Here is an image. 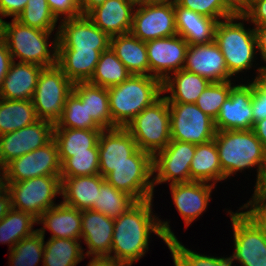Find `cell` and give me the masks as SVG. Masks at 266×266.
<instances>
[{"mask_svg":"<svg viewBox=\"0 0 266 266\" xmlns=\"http://www.w3.org/2000/svg\"><path fill=\"white\" fill-rule=\"evenodd\" d=\"M152 203L153 198L137 201L114 219L110 259L132 266L148 251L152 233L163 239L166 245L169 240L176 238L170 229V222H162L153 215Z\"/></svg>","mask_w":266,"mask_h":266,"instance_id":"obj_1","label":"cell"},{"mask_svg":"<svg viewBox=\"0 0 266 266\" xmlns=\"http://www.w3.org/2000/svg\"><path fill=\"white\" fill-rule=\"evenodd\" d=\"M224 180L245 169L257 167L256 183L265 163L266 152L251 130L217 131L214 137Z\"/></svg>","mask_w":266,"mask_h":266,"instance_id":"obj_2","label":"cell"},{"mask_svg":"<svg viewBox=\"0 0 266 266\" xmlns=\"http://www.w3.org/2000/svg\"><path fill=\"white\" fill-rule=\"evenodd\" d=\"M107 91L112 121L118 127H125L163 94L161 80L149 75L134 74Z\"/></svg>","mask_w":266,"mask_h":266,"instance_id":"obj_3","label":"cell"},{"mask_svg":"<svg viewBox=\"0 0 266 266\" xmlns=\"http://www.w3.org/2000/svg\"><path fill=\"white\" fill-rule=\"evenodd\" d=\"M242 22H236V21ZM246 18L242 14L222 19L217 22L214 41L220 48L229 73L234 77L243 70L253 67L257 42L254 28L244 26Z\"/></svg>","mask_w":266,"mask_h":266,"instance_id":"obj_4","label":"cell"},{"mask_svg":"<svg viewBox=\"0 0 266 266\" xmlns=\"http://www.w3.org/2000/svg\"><path fill=\"white\" fill-rule=\"evenodd\" d=\"M6 22L4 41L12 59L48 68L57 65L58 31L49 45L50 31H43L22 24L17 19ZM51 46V48H50Z\"/></svg>","mask_w":266,"mask_h":266,"instance_id":"obj_5","label":"cell"},{"mask_svg":"<svg viewBox=\"0 0 266 266\" xmlns=\"http://www.w3.org/2000/svg\"><path fill=\"white\" fill-rule=\"evenodd\" d=\"M125 128L136 141L137 147L154 156L171 141L169 104L162 95L144 108Z\"/></svg>","mask_w":266,"mask_h":266,"instance_id":"obj_6","label":"cell"},{"mask_svg":"<svg viewBox=\"0 0 266 266\" xmlns=\"http://www.w3.org/2000/svg\"><path fill=\"white\" fill-rule=\"evenodd\" d=\"M5 189L10 195L13 209L30 213L38 219L42 213L56 205V196H61V177L39 176L5 183Z\"/></svg>","mask_w":266,"mask_h":266,"instance_id":"obj_7","label":"cell"},{"mask_svg":"<svg viewBox=\"0 0 266 266\" xmlns=\"http://www.w3.org/2000/svg\"><path fill=\"white\" fill-rule=\"evenodd\" d=\"M153 175V156L138 148L127 162L115 167L105 180L136 201H144L154 198Z\"/></svg>","mask_w":266,"mask_h":266,"instance_id":"obj_8","label":"cell"},{"mask_svg":"<svg viewBox=\"0 0 266 266\" xmlns=\"http://www.w3.org/2000/svg\"><path fill=\"white\" fill-rule=\"evenodd\" d=\"M228 211L233 228L234 260L241 266H266V232L248 212Z\"/></svg>","mask_w":266,"mask_h":266,"instance_id":"obj_9","label":"cell"},{"mask_svg":"<svg viewBox=\"0 0 266 266\" xmlns=\"http://www.w3.org/2000/svg\"><path fill=\"white\" fill-rule=\"evenodd\" d=\"M73 86L74 83L57 65L44 68L32 99L38 118L55 125L63 113L67 97L73 92Z\"/></svg>","mask_w":266,"mask_h":266,"instance_id":"obj_10","label":"cell"},{"mask_svg":"<svg viewBox=\"0 0 266 266\" xmlns=\"http://www.w3.org/2000/svg\"><path fill=\"white\" fill-rule=\"evenodd\" d=\"M171 140L195 145L206 143L216 135L215 120L203 113L195 103H168Z\"/></svg>","mask_w":266,"mask_h":266,"instance_id":"obj_11","label":"cell"},{"mask_svg":"<svg viewBox=\"0 0 266 266\" xmlns=\"http://www.w3.org/2000/svg\"><path fill=\"white\" fill-rule=\"evenodd\" d=\"M5 183L25 181L39 176H60L61 162L54 139L28 154L13 159L3 169Z\"/></svg>","mask_w":266,"mask_h":266,"instance_id":"obj_12","label":"cell"},{"mask_svg":"<svg viewBox=\"0 0 266 266\" xmlns=\"http://www.w3.org/2000/svg\"><path fill=\"white\" fill-rule=\"evenodd\" d=\"M196 145L178 140L169 144L153 156V184L182 183L191 181L190 164Z\"/></svg>","mask_w":266,"mask_h":266,"instance_id":"obj_13","label":"cell"},{"mask_svg":"<svg viewBox=\"0 0 266 266\" xmlns=\"http://www.w3.org/2000/svg\"><path fill=\"white\" fill-rule=\"evenodd\" d=\"M130 32L144 42L177 35L174 3H137Z\"/></svg>","mask_w":266,"mask_h":266,"instance_id":"obj_14","label":"cell"},{"mask_svg":"<svg viewBox=\"0 0 266 266\" xmlns=\"http://www.w3.org/2000/svg\"><path fill=\"white\" fill-rule=\"evenodd\" d=\"M54 124L38 120L33 124L0 136V169L13 159L40 148L53 139Z\"/></svg>","mask_w":266,"mask_h":266,"instance_id":"obj_15","label":"cell"},{"mask_svg":"<svg viewBox=\"0 0 266 266\" xmlns=\"http://www.w3.org/2000/svg\"><path fill=\"white\" fill-rule=\"evenodd\" d=\"M57 28V49H95L101 53L110 47L111 37L99 29L87 15L61 20Z\"/></svg>","mask_w":266,"mask_h":266,"instance_id":"obj_16","label":"cell"},{"mask_svg":"<svg viewBox=\"0 0 266 266\" xmlns=\"http://www.w3.org/2000/svg\"><path fill=\"white\" fill-rule=\"evenodd\" d=\"M188 43L180 35L146 41L149 76L162 82L183 69Z\"/></svg>","mask_w":266,"mask_h":266,"instance_id":"obj_17","label":"cell"},{"mask_svg":"<svg viewBox=\"0 0 266 266\" xmlns=\"http://www.w3.org/2000/svg\"><path fill=\"white\" fill-rule=\"evenodd\" d=\"M251 105L252 82H248V84H234L215 120L216 130L253 129L254 118Z\"/></svg>","mask_w":266,"mask_h":266,"instance_id":"obj_18","label":"cell"},{"mask_svg":"<svg viewBox=\"0 0 266 266\" xmlns=\"http://www.w3.org/2000/svg\"><path fill=\"white\" fill-rule=\"evenodd\" d=\"M183 69L200 75L210 82L232 81L224 56L215 41L188 45Z\"/></svg>","mask_w":266,"mask_h":266,"instance_id":"obj_19","label":"cell"},{"mask_svg":"<svg viewBox=\"0 0 266 266\" xmlns=\"http://www.w3.org/2000/svg\"><path fill=\"white\" fill-rule=\"evenodd\" d=\"M137 149L136 141L125 127L102 130L98 138L99 174L105 178Z\"/></svg>","mask_w":266,"mask_h":266,"instance_id":"obj_20","label":"cell"},{"mask_svg":"<svg viewBox=\"0 0 266 266\" xmlns=\"http://www.w3.org/2000/svg\"><path fill=\"white\" fill-rule=\"evenodd\" d=\"M114 219L101 212L81 211V239L87 245L86 256L91 258H110Z\"/></svg>","mask_w":266,"mask_h":266,"instance_id":"obj_21","label":"cell"},{"mask_svg":"<svg viewBox=\"0 0 266 266\" xmlns=\"http://www.w3.org/2000/svg\"><path fill=\"white\" fill-rule=\"evenodd\" d=\"M175 207L187 228L206 211L215 185L199 181L170 184Z\"/></svg>","mask_w":266,"mask_h":266,"instance_id":"obj_22","label":"cell"},{"mask_svg":"<svg viewBox=\"0 0 266 266\" xmlns=\"http://www.w3.org/2000/svg\"><path fill=\"white\" fill-rule=\"evenodd\" d=\"M137 3L132 0H106L91 10L88 18L110 37L131 31Z\"/></svg>","mask_w":266,"mask_h":266,"instance_id":"obj_23","label":"cell"},{"mask_svg":"<svg viewBox=\"0 0 266 266\" xmlns=\"http://www.w3.org/2000/svg\"><path fill=\"white\" fill-rule=\"evenodd\" d=\"M44 68L33 63L12 61L2 85L0 98L7 100H32L38 78Z\"/></svg>","mask_w":266,"mask_h":266,"instance_id":"obj_24","label":"cell"},{"mask_svg":"<svg viewBox=\"0 0 266 266\" xmlns=\"http://www.w3.org/2000/svg\"><path fill=\"white\" fill-rule=\"evenodd\" d=\"M37 224L43 225L37 230L44 237L49 230L50 238L81 239V211L63 202L42 213Z\"/></svg>","mask_w":266,"mask_h":266,"instance_id":"obj_25","label":"cell"},{"mask_svg":"<svg viewBox=\"0 0 266 266\" xmlns=\"http://www.w3.org/2000/svg\"><path fill=\"white\" fill-rule=\"evenodd\" d=\"M177 35L188 45L206 44L214 41L217 20L198 14L174 3Z\"/></svg>","mask_w":266,"mask_h":266,"instance_id":"obj_26","label":"cell"},{"mask_svg":"<svg viewBox=\"0 0 266 266\" xmlns=\"http://www.w3.org/2000/svg\"><path fill=\"white\" fill-rule=\"evenodd\" d=\"M104 181L100 174L61 177L62 202L80 211L89 210L97 202L99 188Z\"/></svg>","mask_w":266,"mask_h":266,"instance_id":"obj_27","label":"cell"},{"mask_svg":"<svg viewBox=\"0 0 266 266\" xmlns=\"http://www.w3.org/2000/svg\"><path fill=\"white\" fill-rule=\"evenodd\" d=\"M211 82L198 74L181 69L162 82V93L168 103H195Z\"/></svg>","mask_w":266,"mask_h":266,"instance_id":"obj_28","label":"cell"},{"mask_svg":"<svg viewBox=\"0 0 266 266\" xmlns=\"http://www.w3.org/2000/svg\"><path fill=\"white\" fill-rule=\"evenodd\" d=\"M110 47L131 74L149 75L146 42L129 32L112 36Z\"/></svg>","mask_w":266,"mask_h":266,"instance_id":"obj_29","label":"cell"},{"mask_svg":"<svg viewBox=\"0 0 266 266\" xmlns=\"http://www.w3.org/2000/svg\"><path fill=\"white\" fill-rule=\"evenodd\" d=\"M100 54L95 49H57V66L73 83L88 82L95 71Z\"/></svg>","mask_w":266,"mask_h":266,"instance_id":"obj_30","label":"cell"},{"mask_svg":"<svg viewBox=\"0 0 266 266\" xmlns=\"http://www.w3.org/2000/svg\"><path fill=\"white\" fill-rule=\"evenodd\" d=\"M73 92L86 103L88 115L104 130L117 128L112 121L107 88L89 82H76Z\"/></svg>","mask_w":266,"mask_h":266,"instance_id":"obj_31","label":"cell"},{"mask_svg":"<svg viewBox=\"0 0 266 266\" xmlns=\"http://www.w3.org/2000/svg\"><path fill=\"white\" fill-rule=\"evenodd\" d=\"M190 175L191 181L205 182L213 185L224 180L215 139L196 145L190 164Z\"/></svg>","mask_w":266,"mask_h":266,"instance_id":"obj_32","label":"cell"},{"mask_svg":"<svg viewBox=\"0 0 266 266\" xmlns=\"http://www.w3.org/2000/svg\"><path fill=\"white\" fill-rule=\"evenodd\" d=\"M38 120L32 100L0 98V136L19 130Z\"/></svg>","mask_w":266,"mask_h":266,"instance_id":"obj_33","label":"cell"},{"mask_svg":"<svg viewBox=\"0 0 266 266\" xmlns=\"http://www.w3.org/2000/svg\"><path fill=\"white\" fill-rule=\"evenodd\" d=\"M81 241L49 238L47 242H44L43 266H77L86 258Z\"/></svg>","mask_w":266,"mask_h":266,"instance_id":"obj_34","label":"cell"},{"mask_svg":"<svg viewBox=\"0 0 266 266\" xmlns=\"http://www.w3.org/2000/svg\"><path fill=\"white\" fill-rule=\"evenodd\" d=\"M131 75L115 52L109 47L101 52L95 71L88 82L108 89L121 84Z\"/></svg>","mask_w":266,"mask_h":266,"instance_id":"obj_35","label":"cell"},{"mask_svg":"<svg viewBox=\"0 0 266 266\" xmlns=\"http://www.w3.org/2000/svg\"><path fill=\"white\" fill-rule=\"evenodd\" d=\"M102 130L54 128L58 153L89 152V149H98V138Z\"/></svg>","mask_w":266,"mask_h":266,"instance_id":"obj_36","label":"cell"},{"mask_svg":"<svg viewBox=\"0 0 266 266\" xmlns=\"http://www.w3.org/2000/svg\"><path fill=\"white\" fill-rule=\"evenodd\" d=\"M37 218L32 214L11 209L0 222V243L9 244L11 250L20 240L34 234Z\"/></svg>","mask_w":266,"mask_h":266,"instance_id":"obj_37","label":"cell"},{"mask_svg":"<svg viewBox=\"0 0 266 266\" xmlns=\"http://www.w3.org/2000/svg\"><path fill=\"white\" fill-rule=\"evenodd\" d=\"M136 202L132 196L117 190L105 180L100 185L97 202H95L91 210L101 212L105 216L116 219Z\"/></svg>","mask_w":266,"mask_h":266,"instance_id":"obj_38","label":"cell"},{"mask_svg":"<svg viewBox=\"0 0 266 266\" xmlns=\"http://www.w3.org/2000/svg\"><path fill=\"white\" fill-rule=\"evenodd\" d=\"M60 177L91 176L99 174V150L89 152L59 153Z\"/></svg>","mask_w":266,"mask_h":266,"instance_id":"obj_39","label":"cell"},{"mask_svg":"<svg viewBox=\"0 0 266 266\" xmlns=\"http://www.w3.org/2000/svg\"><path fill=\"white\" fill-rule=\"evenodd\" d=\"M54 128L103 130L91 115H88L86 103H83L74 92L67 97L63 113Z\"/></svg>","mask_w":266,"mask_h":266,"instance_id":"obj_40","label":"cell"},{"mask_svg":"<svg viewBox=\"0 0 266 266\" xmlns=\"http://www.w3.org/2000/svg\"><path fill=\"white\" fill-rule=\"evenodd\" d=\"M167 246L171 252L174 266H232L234 262L233 255L224 258L198 254L182 245L177 237L169 240Z\"/></svg>","mask_w":266,"mask_h":266,"instance_id":"obj_41","label":"cell"},{"mask_svg":"<svg viewBox=\"0 0 266 266\" xmlns=\"http://www.w3.org/2000/svg\"><path fill=\"white\" fill-rule=\"evenodd\" d=\"M45 237L37 230L29 237L20 240L9 253L11 266H37L43 260Z\"/></svg>","mask_w":266,"mask_h":266,"instance_id":"obj_42","label":"cell"},{"mask_svg":"<svg viewBox=\"0 0 266 266\" xmlns=\"http://www.w3.org/2000/svg\"><path fill=\"white\" fill-rule=\"evenodd\" d=\"M17 20L29 27L50 32L56 29L58 22L51 12L47 0H28Z\"/></svg>","mask_w":266,"mask_h":266,"instance_id":"obj_43","label":"cell"},{"mask_svg":"<svg viewBox=\"0 0 266 266\" xmlns=\"http://www.w3.org/2000/svg\"><path fill=\"white\" fill-rule=\"evenodd\" d=\"M233 84L231 81L211 82L198 97L195 104L203 113L216 120L222 104L234 86Z\"/></svg>","mask_w":266,"mask_h":266,"instance_id":"obj_44","label":"cell"},{"mask_svg":"<svg viewBox=\"0 0 266 266\" xmlns=\"http://www.w3.org/2000/svg\"><path fill=\"white\" fill-rule=\"evenodd\" d=\"M176 3L179 6L217 21L229 18L235 14L223 0H176Z\"/></svg>","mask_w":266,"mask_h":266,"instance_id":"obj_45","label":"cell"},{"mask_svg":"<svg viewBox=\"0 0 266 266\" xmlns=\"http://www.w3.org/2000/svg\"><path fill=\"white\" fill-rule=\"evenodd\" d=\"M47 3L57 20L59 18L60 20H66L81 16L79 0H47Z\"/></svg>","mask_w":266,"mask_h":266,"instance_id":"obj_46","label":"cell"},{"mask_svg":"<svg viewBox=\"0 0 266 266\" xmlns=\"http://www.w3.org/2000/svg\"><path fill=\"white\" fill-rule=\"evenodd\" d=\"M242 15L246 21L253 23L254 26H262L266 24V0H258L252 3Z\"/></svg>","mask_w":266,"mask_h":266,"instance_id":"obj_47","label":"cell"},{"mask_svg":"<svg viewBox=\"0 0 266 266\" xmlns=\"http://www.w3.org/2000/svg\"><path fill=\"white\" fill-rule=\"evenodd\" d=\"M264 228L266 232V196L264 197H251L247 203L242 205Z\"/></svg>","mask_w":266,"mask_h":266,"instance_id":"obj_48","label":"cell"},{"mask_svg":"<svg viewBox=\"0 0 266 266\" xmlns=\"http://www.w3.org/2000/svg\"><path fill=\"white\" fill-rule=\"evenodd\" d=\"M252 112L254 123L266 118V94L252 83Z\"/></svg>","mask_w":266,"mask_h":266,"instance_id":"obj_49","label":"cell"},{"mask_svg":"<svg viewBox=\"0 0 266 266\" xmlns=\"http://www.w3.org/2000/svg\"><path fill=\"white\" fill-rule=\"evenodd\" d=\"M28 0H0V12L4 17H17L22 13Z\"/></svg>","mask_w":266,"mask_h":266,"instance_id":"obj_50","label":"cell"},{"mask_svg":"<svg viewBox=\"0 0 266 266\" xmlns=\"http://www.w3.org/2000/svg\"><path fill=\"white\" fill-rule=\"evenodd\" d=\"M13 59L4 40L0 41V86L9 71Z\"/></svg>","mask_w":266,"mask_h":266,"instance_id":"obj_51","label":"cell"},{"mask_svg":"<svg viewBox=\"0 0 266 266\" xmlns=\"http://www.w3.org/2000/svg\"><path fill=\"white\" fill-rule=\"evenodd\" d=\"M257 51L259 52L261 60L266 64V24L262 26H254Z\"/></svg>","mask_w":266,"mask_h":266,"instance_id":"obj_52","label":"cell"},{"mask_svg":"<svg viewBox=\"0 0 266 266\" xmlns=\"http://www.w3.org/2000/svg\"><path fill=\"white\" fill-rule=\"evenodd\" d=\"M12 209L11 198L6 189L0 193V222Z\"/></svg>","mask_w":266,"mask_h":266,"instance_id":"obj_53","label":"cell"},{"mask_svg":"<svg viewBox=\"0 0 266 266\" xmlns=\"http://www.w3.org/2000/svg\"><path fill=\"white\" fill-rule=\"evenodd\" d=\"M257 75L251 81L262 93L266 94V66L258 67Z\"/></svg>","mask_w":266,"mask_h":266,"instance_id":"obj_54","label":"cell"},{"mask_svg":"<svg viewBox=\"0 0 266 266\" xmlns=\"http://www.w3.org/2000/svg\"><path fill=\"white\" fill-rule=\"evenodd\" d=\"M255 189L254 193L252 194V197H264L266 196V158L264 167L262 170V174L260 176V179L257 183H255Z\"/></svg>","mask_w":266,"mask_h":266,"instance_id":"obj_55","label":"cell"},{"mask_svg":"<svg viewBox=\"0 0 266 266\" xmlns=\"http://www.w3.org/2000/svg\"><path fill=\"white\" fill-rule=\"evenodd\" d=\"M252 130L261 141L266 152V118L255 122Z\"/></svg>","mask_w":266,"mask_h":266,"instance_id":"obj_56","label":"cell"},{"mask_svg":"<svg viewBox=\"0 0 266 266\" xmlns=\"http://www.w3.org/2000/svg\"><path fill=\"white\" fill-rule=\"evenodd\" d=\"M87 266H129L107 257L91 258Z\"/></svg>","mask_w":266,"mask_h":266,"instance_id":"obj_57","label":"cell"},{"mask_svg":"<svg viewBox=\"0 0 266 266\" xmlns=\"http://www.w3.org/2000/svg\"><path fill=\"white\" fill-rule=\"evenodd\" d=\"M106 0H79L81 15H87L95 7L103 4Z\"/></svg>","mask_w":266,"mask_h":266,"instance_id":"obj_58","label":"cell"},{"mask_svg":"<svg viewBox=\"0 0 266 266\" xmlns=\"http://www.w3.org/2000/svg\"><path fill=\"white\" fill-rule=\"evenodd\" d=\"M226 5L236 14L244 12V0H223Z\"/></svg>","mask_w":266,"mask_h":266,"instance_id":"obj_59","label":"cell"},{"mask_svg":"<svg viewBox=\"0 0 266 266\" xmlns=\"http://www.w3.org/2000/svg\"><path fill=\"white\" fill-rule=\"evenodd\" d=\"M176 0H140L138 3L143 4H168L175 3Z\"/></svg>","mask_w":266,"mask_h":266,"instance_id":"obj_60","label":"cell"},{"mask_svg":"<svg viewBox=\"0 0 266 266\" xmlns=\"http://www.w3.org/2000/svg\"><path fill=\"white\" fill-rule=\"evenodd\" d=\"M2 18H4V16L0 12V41L4 40V32H5V24H6V21L3 20Z\"/></svg>","mask_w":266,"mask_h":266,"instance_id":"obj_61","label":"cell"},{"mask_svg":"<svg viewBox=\"0 0 266 266\" xmlns=\"http://www.w3.org/2000/svg\"><path fill=\"white\" fill-rule=\"evenodd\" d=\"M258 0H244V11L254 2Z\"/></svg>","mask_w":266,"mask_h":266,"instance_id":"obj_62","label":"cell"}]
</instances>
